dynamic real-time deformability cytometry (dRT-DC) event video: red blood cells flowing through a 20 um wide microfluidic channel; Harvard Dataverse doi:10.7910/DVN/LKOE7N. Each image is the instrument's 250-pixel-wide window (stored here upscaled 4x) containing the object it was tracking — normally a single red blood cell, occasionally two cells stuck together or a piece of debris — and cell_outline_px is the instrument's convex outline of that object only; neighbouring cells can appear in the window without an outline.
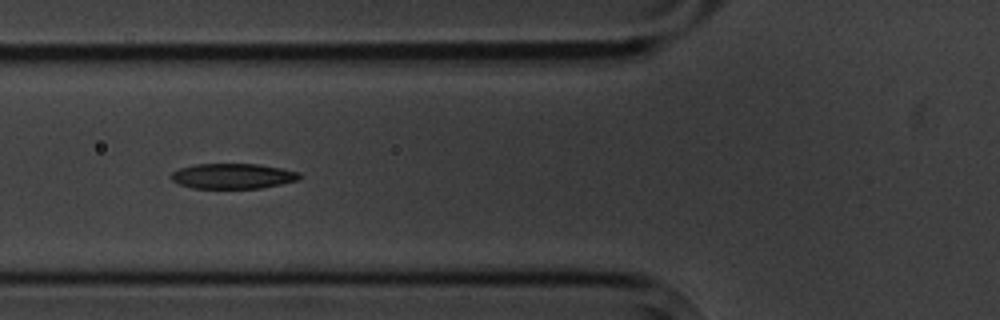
{"species": "common noctule bat (a hibernating species)", "species_latin": "Nyctalus noctula", "temperature_condition": "cold", "stored_images_in_passage": 10, "camera_frame_rate_fps": 3000, "um_per_image_px": 0.085, "animal": {"sex": "male", "body_mass_g": 20.1, "forearm_length_mm": 53.5}, "frame": {"image": 1, "passage_image": 4, "time_ms": 4.667, "image_size_px": [1000, 320], "cell_outline_px": [[300, 180], [260, 188], [192, 188], [180, 184], [172, 180], [172, 172], [180, 168], [196, 164], [256, 164], [280, 168], [300, 172]], "centroid_in_image_um": [19.81, 14.97], "position_along_channel_um": 106.0, "area_um2": 18.73}}
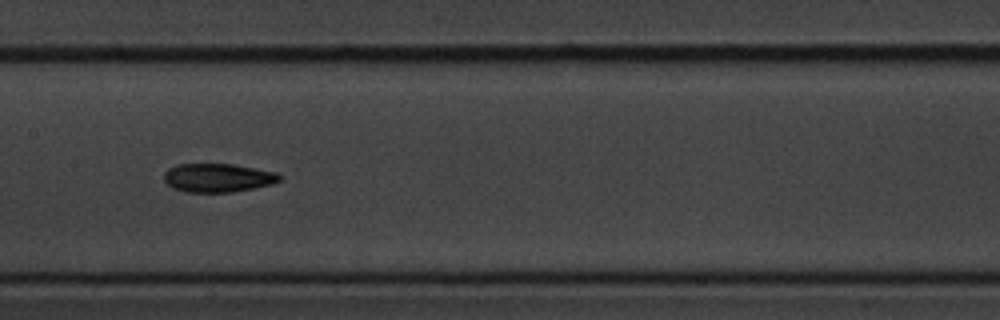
{"frame": {"image": 2, "passage_image": 6, "time_ms": 7.0, "image_size_px": [1000, 320], "cell_outline_px": [[284, 176], [280, 180], [272, 184], [232, 192], [188, 192], [172, 188], [164, 180], [164, 172], [168, 168], [176, 164], [232, 164], [276, 172]], "centroid_in_image_um": [18.51, 15.11], "position_along_channel_um": 188.9, "area_um2": 19.31}}
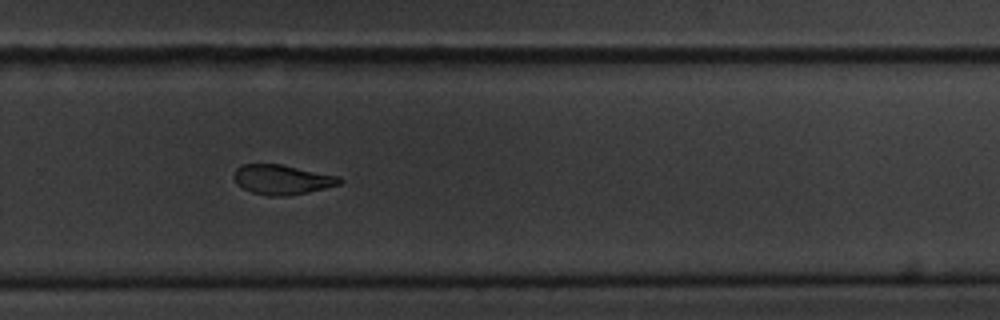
{"frame": {"image": 3, "passage_image": 9, "time_ms": 10.333, "image_size_px": [1000, 320], "cell_outline_px": [[344, 180], [340, 184], [308, 192], [288, 196], [268, 196], [252, 192], [236, 184], [236, 168], [244, 164], [280, 164], [340, 176]], "centroid_in_image_um": [24.02, 15.27], "position_along_channel_um": 305.8, "area_um2": 18.15}}